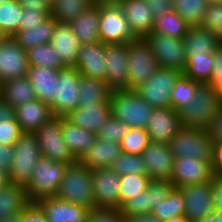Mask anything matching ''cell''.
<instances>
[{
    "label": "cell",
    "instance_id": "37",
    "mask_svg": "<svg viewBox=\"0 0 222 222\" xmlns=\"http://www.w3.org/2000/svg\"><path fill=\"white\" fill-rule=\"evenodd\" d=\"M27 56L29 66H40L53 70H63L67 68L50 43L34 46L27 51Z\"/></svg>",
    "mask_w": 222,
    "mask_h": 222
},
{
    "label": "cell",
    "instance_id": "34",
    "mask_svg": "<svg viewBox=\"0 0 222 222\" xmlns=\"http://www.w3.org/2000/svg\"><path fill=\"white\" fill-rule=\"evenodd\" d=\"M111 89L104 80L80 74V94L78 107L99 105L110 102Z\"/></svg>",
    "mask_w": 222,
    "mask_h": 222
},
{
    "label": "cell",
    "instance_id": "67",
    "mask_svg": "<svg viewBox=\"0 0 222 222\" xmlns=\"http://www.w3.org/2000/svg\"><path fill=\"white\" fill-rule=\"evenodd\" d=\"M197 222H216V212L214 211L212 214H210L205 219H203L201 221H197Z\"/></svg>",
    "mask_w": 222,
    "mask_h": 222
},
{
    "label": "cell",
    "instance_id": "28",
    "mask_svg": "<svg viewBox=\"0 0 222 222\" xmlns=\"http://www.w3.org/2000/svg\"><path fill=\"white\" fill-rule=\"evenodd\" d=\"M60 70L40 66H29L27 77L33 86L37 99L47 103L54 115L55 81Z\"/></svg>",
    "mask_w": 222,
    "mask_h": 222
},
{
    "label": "cell",
    "instance_id": "13",
    "mask_svg": "<svg viewBox=\"0 0 222 222\" xmlns=\"http://www.w3.org/2000/svg\"><path fill=\"white\" fill-rule=\"evenodd\" d=\"M29 70L27 51L13 37L0 40V83L26 77Z\"/></svg>",
    "mask_w": 222,
    "mask_h": 222
},
{
    "label": "cell",
    "instance_id": "59",
    "mask_svg": "<svg viewBox=\"0 0 222 222\" xmlns=\"http://www.w3.org/2000/svg\"><path fill=\"white\" fill-rule=\"evenodd\" d=\"M23 10H51L52 0H19Z\"/></svg>",
    "mask_w": 222,
    "mask_h": 222
},
{
    "label": "cell",
    "instance_id": "31",
    "mask_svg": "<svg viewBox=\"0 0 222 222\" xmlns=\"http://www.w3.org/2000/svg\"><path fill=\"white\" fill-rule=\"evenodd\" d=\"M186 55L213 54L222 44L216 35L200 26L189 27L183 38Z\"/></svg>",
    "mask_w": 222,
    "mask_h": 222
},
{
    "label": "cell",
    "instance_id": "21",
    "mask_svg": "<svg viewBox=\"0 0 222 222\" xmlns=\"http://www.w3.org/2000/svg\"><path fill=\"white\" fill-rule=\"evenodd\" d=\"M79 74L104 80L106 76L105 44L101 41L80 46L74 66Z\"/></svg>",
    "mask_w": 222,
    "mask_h": 222
},
{
    "label": "cell",
    "instance_id": "35",
    "mask_svg": "<svg viewBox=\"0 0 222 222\" xmlns=\"http://www.w3.org/2000/svg\"><path fill=\"white\" fill-rule=\"evenodd\" d=\"M93 3V0H52L50 15L58 23H69Z\"/></svg>",
    "mask_w": 222,
    "mask_h": 222
},
{
    "label": "cell",
    "instance_id": "8",
    "mask_svg": "<svg viewBox=\"0 0 222 222\" xmlns=\"http://www.w3.org/2000/svg\"><path fill=\"white\" fill-rule=\"evenodd\" d=\"M128 90L145 83L159 68L150 46L143 38L128 43Z\"/></svg>",
    "mask_w": 222,
    "mask_h": 222
},
{
    "label": "cell",
    "instance_id": "11",
    "mask_svg": "<svg viewBox=\"0 0 222 222\" xmlns=\"http://www.w3.org/2000/svg\"><path fill=\"white\" fill-rule=\"evenodd\" d=\"M35 134L42 157L68 165L76 161L63 138L62 117L54 116L43 124Z\"/></svg>",
    "mask_w": 222,
    "mask_h": 222
},
{
    "label": "cell",
    "instance_id": "69",
    "mask_svg": "<svg viewBox=\"0 0 222 222\" xmlns=\"http://www.w3.org/2000/svg\"><path fill=\"white\" fill-rule=\"evenodd\" d=\"M215 212H216V222H222V212L220 210H217Z\"/></svg>",
    "mask_w": 222,
    "mask_h": 222
},
{
    "label": "cell",
    "instance_id": "60",
    "mask_svg": "<svg viewBox=\"0 0 222 222\" xmlns=\"http://www.w3.org/2000/svg\"><path fill=\"white\" fill-rule=\"evenodd\" d=\"M208 132L213 141H222V108L213 119Z\"/></svg>",
    "mask_w": 222,
    "mask_h": 222
},
{
    "label": "cell",
    "instance_id": "40",
    "mask_svg": "<svg viewBox=\"0 0 222 222\" xmlns=\"http://www.w3.org/2000/svg\"><path fill=\"white\" fill-rule=\"evenodd\" d=\"M189 25L174 10L165 12L155 19L153 32L183 39Z\"/></svg>",
    "mask_w": 222,
    "mask_h": 222
},
{
    "label": "cell",
    "instance_id": "3",
    "mask_svg": "<svg viewBox=\"0 0 222 222\" xmlns=\"http://www.w3.org/2000/svg\"><path fill=\"white\" fill-rule=\"evenodd\" d=\"M112 116L129 128L146 129L154 110L134 90H112L110 94Z\"/></svg>",
    "mask_w": 222,
    "mask_h": 222
},
{
    "label": "cell",
    "instance_id": "44",
    "mask_svg": "<svg viewBox=\"0 0 222 222\" xmlns=\"http://www.w3.org/2000/svg\"><path fill=\"white\" fill-rule=\"evenodd\" d=\"M150 142L147 130L144 128H129L127 134L120 142L122 152L126 154L141 155Z\"/></svg>",
    "mask_w": 222,
    "mask_h": 222
},
{
    "label": "cell",
    "instance_id": "71",
    "mask_svg": "<svg viewBox=\"0 0 222 222\" xmlns=\"http://www.w3.org/2000/svg\"><path fill=\"white\" fill-rule=\"evenodd\" d=\"M8 1H11V0H0V5L5 4Z\"/></svg>",
    "mask_w": 222,
    "mask_h": 222
},
{
    "label": "cell",
    "instance_id": "49",
    "mask_svg": "<svg viewBox=\"0 0 222 222\" xmlns=\"http://www.w3.org/2000/svg\"><path fill=\"white\" fill-rule=\"evenodd\" d=\"M121 211L126 218L148 215V190H144L131 197L121 207Z\"/></svg>",
    "mask_w": 222,
    "mask_h": 222
},
{
    "label": "cell",
    "instance_id": "23",
    "mask_svg": "<svg viewBox=\"0 0 222 222\" xmlns=\"http://www.w3.org/2000/svg\"><path fill=\"white\" fill-rule=\"evenodd\" d=\"M14 117L23 132L35 133L54 115L47 103L36 98L14 108Z\"/></svg>",
    "mask_w": 222,
    "mask_h": 222
},
{
    "label": "cell",
    "instance_id": "45",
    "mask_svg": "<svg viewBox=\"0 0 222 222\" xmlns=\"http://www.w3.org/2000/svg\"><path fill=\"white\" fill-rule=\"evenodd\" d=\"M111 168L120 176L128 174L148 175L147 167L141 155L122 153Z\"/></svg>",
    "mask_w": 222,
    "mask_h": 222
},
{
    "label": "cell",
    "instance_id": "27",
    "mask_svg": "<svg viewBox=\"0 0 222 222\" xmlns=\"http://www.w3.org/2000/svg\"><path fill=\"white\" fill-rule=\"evenodd\" d=\"M122 153L120 143L97 138L95 144L88 149L80 161L91 170L111 168Z\"/></svg>",
    "mask_w": 222,
    "mask_h": 222
},
{
    "label": "cell",
    "instance_id": "15",
    "mask_svg": "<svg viewBox=\"0 0 222 222\" xmlns=\"http://www.w3.org/2000/svg\"><path fill=\"white\" fill-rule=\"evenodd\" d=\"M121 176L112 168L92 170V187L95 208L121 209L119 187Z\"/></svg>",
    "mask_w": 222,
    "mask_h": 222
},
{
    "label": "cell",
    "instance_id": "41",
    "mask_svg": "<svg viewBox=\"0 0 222 222\" xmlns=\"http://www.w3.org/2000/svg\"><path fill=\"white\" fill-rule=\"evenodd\" d=\"M22 15L23 8L19 0H11L0 5V34L3 37L15 35Z\"/></svg>",
    "mask_w": 222,
    "mask_h": 222
},
{
    "label": "cell",
    "instance_id": "22",
    "mask_svg": "<svg viewBox=\"0 0 222 222\" xmlns=\"http://www.w3.org/2000/svg\"><path fill=\"white\" fill-rule=\"evenodd\" d=\"M118 4L136 38H144L153 30L155 18L145 0H122Z\"/></svg>",
    "mask_w": 222,
    "mask_h": 222
},
{
    "label": "cell",
    "instance_id": "39",
    "mask_svg": "<svg viewBox=\"0 0 222 222\" xmlns=\"http://www.w3.org/2000/svg\"><path fill=\"white\" fill-rule=\"evenodd\" d=\"M208 4V0H173V10L190 27L200 26Z\"/></svg>",
    "mask_w": 222,
    "mask_h": 222
},
{
    "label": "cell",
    "instance_id": "61",
    "mask_svg": "<svg viewBox=\"0 0 222 222\" xmlns=\"http://www.w3.org/2000/svg\"><path fill=\"white\" fill-rule=\"evenodd\" d=\"M14 118V108L0 97V122Z\"/></svg>",
    "mask_w": 222,
    "mask_h": 222
},
{
    "label": "cell",
    "instance_id": "19",
    "mask_svg": "<svg viewBox=\"0 0 222 222\" xmlns=\"http://www.w3.org/2000/svg\"><path fill=\"white\" fill-rule=\"evenodd\" d=\"M181 127L179 112L165 107L154 108L146 130L150 141L169 144Z\"/></svg>",
    "mask_w": 222,
    "mask_h": 222
},
{
    "label": "cell",
    "instance_id": "10",
    "mask_svg": "<svg viewBox=\"0 0 222 222\" xmlns=\"http://www.w3.org/2000/svg\"><path fill=\"white\" fill-rule=\"evenodd\" d=\"M99 37L104 44L131 43L137 39L119 4L100 3Z\"/></svg>",
    "mask_w": 222,
    "mask_h": 222
},
{
    "label": "cell",
    "instance_id": "32",
    "mask_svg": "<svg viewBox=\"0 0 222 222\" xmlns=\"http://www.w3.org/2000/svg\"><path fill=\"white\" fill-rule=\"evenodd\" d=\"M57 21L49 15L39 25L26 27L12 37L24 50L28 51L36 45L50 43Z\"/></svg>",
    "mask_w": 222,
    "mask_h": 222
},
{
    "label": "cell",
    "instance_id": "38",
    "mask_svg": "<svg viewBox=\"0 0 222 222\" xmlns=\"http://www.w3.org/2000/svg\"><path fill=\"white\" fill-rule=\"evenodd\" d=\"M150 215L156 217L161 222H165L176 216H185V201L178 188H172L167 198L154 208Z\"/></svg>",
    "mask_w": 222,
    "mask_h": 222
},
{
    "label": "cell",
    "instance_id": "46",
    "mask_svg": "<svg viewBox=\"0 0 222 222\" xmlns=\"http://www.w3.org/2000/svg\"><path fill=\"white\" fill-rule=\"evenodd\" d=\"M173 184L169 180L150 179L148 181V215L167 198Z\"/></svg>",
    "mask_w": 222,
    "mask_h": 222
},
{
    "label": "cell",
    "instance_id": "9",
    "mask_svg": "<svg viewBox=\"0 0 222 222\" xmlns=\"http://www.w3.org/2000/svg\"><path fill=\"white\" fill-rule=\"evenodd\" d=\"M181 73L174 69L161 68L134 91L153 108L171 107V90Z\"/></svg>",
    "mask_w": 222,
    "mask_h": 222
},
{
    "label": "cell",
    "instance_id": "16",
    "mask_svg": "<svg viewBox=\"0 0 222 222\" xmlns=\"http://www.w3.org/2000/svg\"><path fill=\"white\" fill-rule=\"evenodd\" d=\"M212 161H199L195 158H175L171 183L174 188L192 184L212 182L214 175Z\"/></svg>",
    "mask_w": 222,
    "mask_h": 222
},
{
    "label": "cell",
    "instance_id": "54",
    "mask_svg": "<svg viewBox=\"0 0 222 222\" xmlns=\"http://www.w3.org/2000/svg\"><path fill=\"white\" fill-rule=\"evenodd\" d=\"M211 166L214 177L222 178V141H213Z\"/></svg>",
    "mask_w": 222,
    "mask_h": 222
},
{
    "label": "cell",
    "instance_id": "33",
    "mask_svg": "<svg viewBox=\"0 0 222 222\" xmlns=\"http://www.w3.org/2000/svg\"><path fill=\"white\" fill-rule=\"evenodd\" d=\"M0 97L13 108L36 99L33 86L27 76L0 83Z\"/></svg>",
    "mask_w": 222,
    "mask_h": 222
},
{
    "label": "cell",
    "instance_id": "47",
    "mask_svg": "<svg viewBox=\"0 0 222 222\" xmlns=\"http://www.w3.org/2000/svg\"><path fill=\"white\" fill-rule=\"evenodd\" d=\"M200 27L213 32L222 42V2L208 4Z\"/></svg>",
    "mask_w": 222,
    "mask_h": 222
},
{
    "label": "cell",
    "instance_id": "20",
    "mask_svg": "<svg viewBox=\"0 0 222 222\" xmlns=\"http://www.w3.org/2000/svg\"><path fill=\"white\" fill-rule=\"evenodd\" d=\"M45 212L48 222H86L89 208L60 200L56 196L44 197L36 202Z\"/></svg>",
    "mask_w": 222,
    "mask_h": 222
},
{
    "label": "cell",
    "instance_id": "48",
    "mask_svg": "<svg viewBox=\"0 0 222 222\" xmlns=\"http://www.w3.org/2000/svg\"><path fill=\"white\" fill-rule=\"evenodd\" d=\"M129 127L120 120L111 116L96 132L98 139L120 143L127 134Z\"/></svg>",
    "mask_w": 222,
    "mask_h": 222
},
{
    "label": "cell",
    "instance_id": "25",
    "mask_svg": "<svg viewBox=\"0 0 222 222\" xmlns=\"http://www.w3.org/2000/svg\"><path fill=\"white\" fill-rule=\"evenodd\" d=\"M100 3L94 2L76 19L69 22L80 44L96 43L99 37Z\"/></svg>",
    "mask_w": 222,
    "mask_h": 222
},
{
    "label": "cell",
    "instance_id": "1",
    "mask_svg": "<svg viewBox=\"0 0 222 222\" xmlns=\"http://www.w3.org/2000/svg\"><path fill=\"white\" fill-rule=\"evenodd\" d=\"M222 104L211 85L201 84L189 103L179 112L182 126L208 131Z\"/></svg>",
    "mask_w": 222,
    "mask_h": 222
},
{
    "label": "cell",
    "instance_id": "63",
    "mask_svg": "<svg viewBox=\"0 0 222 222\" xmlns=\"http://www.w3.org/2000/svg\"><path fill=\"white\" fill-rule=\"evenodd\" d=\"M211 86L222 104V79L214 82Z\"/></svg>",
    "mask_w": 222,
    "mask_h": 222
},
{
    "label": "cell",
    "instance_id": "4",
    "mask_svg": "<svg viewBox=\"0 0 222 222\" xmlns=\"http://www.w3.org/2000/svg\"><path fill=\"white\" fill-rule=\"evenodd\" d=\"M67 163L41 157L34 167L30 181L25 186L31 202L44 197L56 196Z\"/></svg>",
    "mask_w": 222,
    "mask_h": 222
},
{
    "label": "cell",
    "instance_id": "2",
    "mask_svg": "<svg viewBox=\"0 0 222 222\" xmlns=\"http://www.w3.org/2000/svg\"><path fill=\"white\" fill-rule=\"evenodd\" d=\"M56 197L60 200L95 208L92 170L80 160L69 164L63 174Z\"/></svg>",
    "mask_w": 222,
    "mask_h": 222
},
{
    "label": "cell",
    "instance_id": "29",
    "mask_svg": "<svg viewBox=\"0 0 222 222\" xmlns=\"http://www.w3.org/2000/svg\"><path fill=\"white\" fill-rule=\"evenodd\" d=\"M31 203L24 185L8 182L0 187V221L21 212Z\"/></svg>",
    "mask_w": 222,
    "mask_h": 222
},
{
    "label": "cell",
    "instance_id": "14",
    "mask_svg": "<svg viewBox=\"0 0 222 222\" xmlns=\"http://www.w3.org/2000/svg\"><path fill=\"white\" fill-rule=\"evenodd\" d=\"M105 82L111 90H128V43L105 44Z\"/></svg>",
    "mask_w": 222,
    "mask_h": 222
},
{
    "label": "cell",
    "instance_id": "12",
    "mask_svg": "<svg viewBox=\"0 0 222 222\" xmlns=\"http://www.w3.org/2000/svg\"><path fill=\"white\" fill-rule=\"evenodd\" d=\"M80 74L74 67L59 71L55 81L54 116L66 117L78 107Z\"/></svg>",
    "mask_w": 222,
    "mask_h": 222
},
{
    "label": "cell",
    "instance_id": "43",
    "mask_svg": "<svg viewBox=\"0 0 222 222\" xmlns=\"http://www.w3.org/2000/svg\"><path fill=\"white\" fill-rule=\"evenodd\" d=\"M149 175L128 174L121 176L119 187V203L122 206L131 197L147 189Z\"/></svg>",
    "mask_w": 222,
    "mask_h": 222
},
{
    "label": "cell",
    "instance_id": "17",
    "mask_svg": "<svg viewBox=\"0 0 222 222\" xmlns=\"http://www.w3.org/2000/svg\"><path fill=\"white\" fill-rule=\"evenodd\" d=\"M185 201V217L190 222L205 219L214 210L212 201V182L192 184L178 188Z\"/></svg>",
    "mask_w": 222,
    "mask_h": 222
},
{
    "label": "cell",
    "instance_id": "24",
    "mask_svg": "<svg viewBox=\"0 0 222 222\" xmlns=\"http://www.w3.org/2000/svg\"><path fill=\"white\" fill-rule=\"evenodd\" d=\"M50 44L67 67L75 66L81 44L68 23H57Z\"/></svg>",
    "mask_w": 222,
    "mask_h": 222
},
{
    "label": "cell",
    "instance_id": "66",
    "mask_svg": "<svg viewBox=\"0 0 222 222\" xmlns=\"http://www.w3.org/2000/svg\"><path fill=\"white\" fill-rule=\"evenodd\" d=\"M0 222H21V214L20 215H13L8 217L7 219L0 221Z\"/></svg>",
    "mask_w": 222,
    "mask_h": 222
},
{
    "label": "cell",
    "instance_id": "64",
    "mask_svg": "<svg viewBox=\"0 0 222 222\" xmlns=\"http://www.w3.org/2000/svg\"><path fill=\"white\" fill-rule=\"evenodd\" d=\"M9 181L8 173L0 166V184H7Z\"/></svg>",
    "mask_w": 222,
    "mask_h": 222
},
{
    "label": "cell",
    "instance_id": "50",
    "mask_svg": "<svg viewBox=\"0 0 222 222\" xmlns=\"http://www.w3.org/2000/svg\"><path fill=\"white\" fill-rule=\"evenodd\" d=\"M126 219L121 209L92 208L86 222H126Z\"/></svg>",
    "mask_w": 222,
    "mask_h": 222
},
{
    "label": "cell",
    "instance_id": "52",
    "mask_svg": "<svg viewBox=\"0 0 222 222\" xmlns=\"http://www.w3.org/2000/svg\"><path fill=\"white\" fill-rule=\"evenodd\" d=\"M51 10H23L22 19L18 25V31L26 30V27L39 25L50 15Z\"/></svg>",
    "mask_w": 222,
    "mask_h": 222
},
{
    "label": "cell",
    "instance_id": "62",
    "mask_svg": "<svg viewBox=\"0 0 222 222\" xmlns=\"http://www.w3.org/2000/svg\"><path fill=\"white\" fill-rule=\"evenodd\" d=\"M126 222H161L159 219L152 215L135 216L132 218H127Z\"/></svg>",
    "mask_w": 222,
    "mask_h": 222
},
{
    "label": "cell",
    "instance_id": "68",
    "mask_svg": "<svg viewBox=\"0 0 222 222\" xmlns=\"http://www.w3.org/2000/svg\"><path fill=\"white\" fill-rule=\"evenodd\" d=\"M94 2H99V3H115L118 4L122 0H93Z\"/></svg>",
    "mask_w": 222,
    "mask_h": 222
},
{
    "label": "cell",
    "instance_id": "57",
    "mask_svg": "<svg viewBox=\"0 0 222 222\" xmlns=\"http://www.w3.org/2000/svg\"><path fill=\"white\" fill-rule=\"evenodd\" d=\"M214 65L211 74V81L207 85L222 79V44L214 51Z\"/></svg>",
    "mask_w": 222,
    "mask_h": 222
},
{
    "label": "cell",
    "instance_id": "6",
    "mask_svg": "<svg viewBox=\"0 0 222 222\" xmlns=\"http://www.w3.org/2000/svg\"><path fill=\"white\" fill-rule=\"evenodd\" d=\"M41 157L36 134L24 132L14 144L13 165L8 173L9 181L26 186Z\"/></svg>",
    "mask_w": 222,
    "mask_h": 222
},
{
    "label": "cell",
    "instance_id": "55",
    "mask_svg": "<svg viewBox=\"0 0 222 222\" xmlns=\"http://www.w3.org/2000/svg\"><path fill=\"white\" fill-rule=\"evenodd\" d=\"M156 19L165 12L173 10V0H145Z\"/></svg>",
    "mask_w": 222,
    "mask_h": 222
},
{
    "label": "cell",
    "instance_id": "42",
    "mask_svg": "<svg viewBox=\"0 0 222 222\" xmlns=\"http://www.w3.org/2000/svg\"><path fill=\"white\" fill-rule=\"evenodd\" d=\"M201 84L189 77L181 74L176 80L173 89L171 90V107L175 111H179L186 106L193 98L196 90Z\"/></svg>",
    "mask_w": 222,
    "mask_h": 222
},
{
    "label": "cell",
    "instance_id": "56",
    "mask_svg": "<svg viewBox=\"0 0 222 222\" xmlns=\"http://www.w3.org/2000/svg\"><path fill=\"white\" fill-rule=\"evenodd\" d=\"M14 145L0 144V166L9 173L13 165Z\"/></svg>",
    "mask_w": 222,
    "mask_h": 222
},
{
    "label": "cell",
    "instance_id": "51",
    "mask_svg": "<svg viewBox=\"0 0 222 222\" xmlns=\"http://www.w3.org/2000/svg\"><path fill=\"white\" fill-rule=\"evenodd\" d=\"M24 132L14 118L0 122V144L14 145Z\"/></svg>",
    "mask_w": 222,
    "mask_h": 222
},
{
    "label": "cell",
    "instance_id": "18",
    "mask_svg": "<svg viewBox=\"0 0 222 222\" xmlns=\"http://www.w3.org/2000/svg\"><path fill=\"white\" fill-rule=\"evenodd\" d=\"M141 156L150 179L171 180L174 156L168 144L150 141Z\"/></svg>",
    "mask_w": 222,
    "mask_h": 222
},
{
    "label": "cell",
    "instance_id": "5",
    "mask_svg": "<svg viewBox=\"0 0 222 222\" xmlns=\"http://www.w3.org/2000/svg\"><path fill=\"white\" fill-rule=\"evenodd\" d=\"M168 145L174 159L193 157L212 161L213 140L206 130L182 126Z\"/></svg>",
    "mask_w": 222,
    "mask_h": 222
},
{
    "label": "cell",
    "instance_id": "65",
    "mask_svg": "<svg viewBox=\"0 0 222 222\" xmlns=\"http://www.w3.org/2000/svg\"><path fill=\"white\" fill-rule=\"evenodd\" d=\"M165 222H190L185 216H176L172 219H169Z\"/></svg>",
    "mask_w": 222,
    "mask_h": 222
},
{
    "label": "cell",
    "instance_id": "53",
    "mask_svg": "<svg viewBox=\"0 0 222 222\" xmlns=\"http://www.w3.org/2000/svg\"><path fill=\"white\" fill-rule=\"evenodd\" d=\"M21 222H48L45 212L36 202H31L21 212Z\"/></svg>",
    "mask_w": 222,
    "mask_h": 222
},
{
    "label": "cell",
    "instance_id": "30",
    "mask_svg": "<svg viewBox=\"0 0 222 222\" xmlns=\"http://www.w3.org/2000/svg\"><path fill=\"white\" fill-rule=\"evenodd\" d=\"M62 133L69 151L76 160H80L97 140L95 132L78 127L66 117H62Z\"/></svg>",
    "mask_w": 222,
    "mask_h": 222
},
{
    "label": "cell",
    "instance_id": "58",
    "mask_svg": "<svg viewBox=\"0 0 222 222\" xmlns=\"http://www.w3.org/2000/svg\"><path fill=\"white\" fill-rule=\"evenodd\" d=\"M212 201L214 210L222 212V178L214 177L212 180Z\"/></svg>",
    "mask_w": 222,
    "mask_h": 222
},
{
    "label": "cell",
    "instance_id": "36",
    "mask_svg": "<svg viewBox=\"0 0 222 222\" xmlns=\"http://www.w3.org/2000/svg\"><path fill=\"white\" fill-rule=\"evenodd\" d=\"M186 57V71L183 74L200 84H208L211 81L214 54L186 55Z\"/></svg>",
    "mask_w": 222,
    "mask_h": 222
},
{
    "label": "cell",
    "instance_id": "7",
    "mask_svg": "<svg viewBox=\"0 0 222 222\" xmlns=\"http://www.w3.org/2000/svg\"><path fill=\"white\" fill-rule=\"evenodd\" d=\"M158 62L159 67L174 69L183 74L187 57L183 39L151 31L143 38Z\"/></svg>",
    "mask_w": 222,
    "mask_h": 222
},
{
    "label": "cell",
    "instance_id": "70",
    "mask_svg": "<svg viewBox=\"0 0 222 222\" xmlns=\"http://www.w3.org/2000/svg\"><path fill=\"white\" fill-rule=\"evenodd\" d=\"M209 3L222 2V0H208Z\"/></svg>",
    "mask_w": 222,
    "mask_h": 222
},
{
    "label": "cell",
    "instance_id": "26",
    "mask_svg": "<svg viewBox=\"0 0 222 222\" xmlns=\"http://www.w3.org/2000/svg\"><path fill=\"white\" fill-rule=\"evenodd\" d=\"M112 116L110 102L87 107H77L66 118L83 129L97 132Z\"/></svg>",
    "mask_w": 222,
    "mask_h": 222
}]
</instances>
